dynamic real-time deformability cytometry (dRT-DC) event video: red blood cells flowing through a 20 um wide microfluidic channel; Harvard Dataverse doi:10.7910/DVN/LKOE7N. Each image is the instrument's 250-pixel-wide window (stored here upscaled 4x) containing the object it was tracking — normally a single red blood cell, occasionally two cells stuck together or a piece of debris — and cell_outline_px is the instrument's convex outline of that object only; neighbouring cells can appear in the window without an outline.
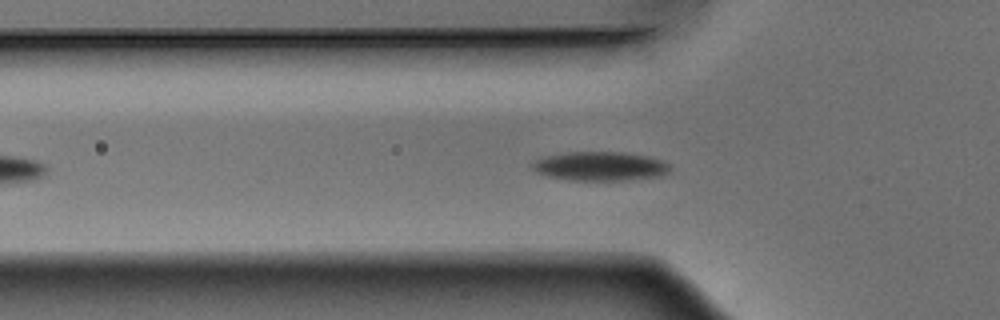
{"species": "Egyptian fruit bat (a non-hibernating species)", "species_latin": "Rousettus aegyptiacus", "temperature_condition": "warm", "stored_images_in_passage": 37, "camera_frame_rate_fps": 3000, "um_per_image_px": 0.085, "animal": {"sex": "male"}, "frame": {"image": 1, "passage_image": 9, "time_ms": 2.667, "image_size_px": [1000, 320], "cell_outline_px": [[672, 168], [664, 176], [628, 180], [568, 180], [548, 176], [536, 172], [528, 164], [532, 160], [544, 156], [568, 152], [624, 152], [648, 156], [664, 160]], "centroid_in_image_um": [51.0, 14.13], "position_along_channel_um": 74.8, "area_um2": 23.76}}
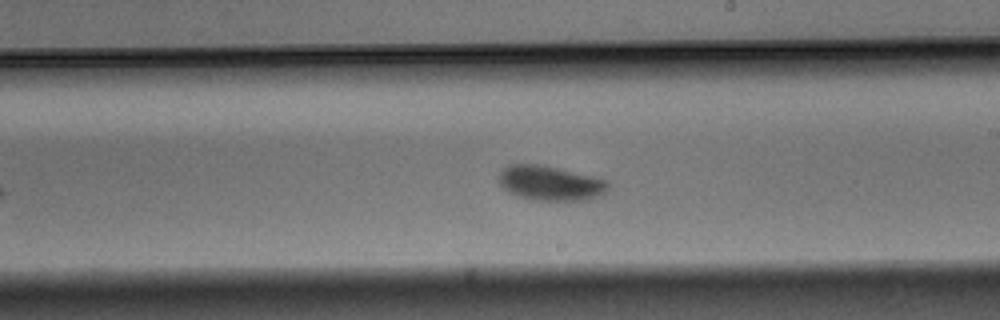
{"frame": {"image": 2, "passage_image": 22, "time_ms": 7.0, "image_size_px": [1000, 320], "cell_outline_px": [[608, 188], [604, 196], [588, 200], [532, 200], [516, 196], [508, 192], [496, 180], [496, 176], [508, 164], [540, 164], [596, 176], [608, 180]], "centroid_in_image_um": [46.79, 15.57], "position_along_channel_um": 242.2, "area_um2": 22.72}}
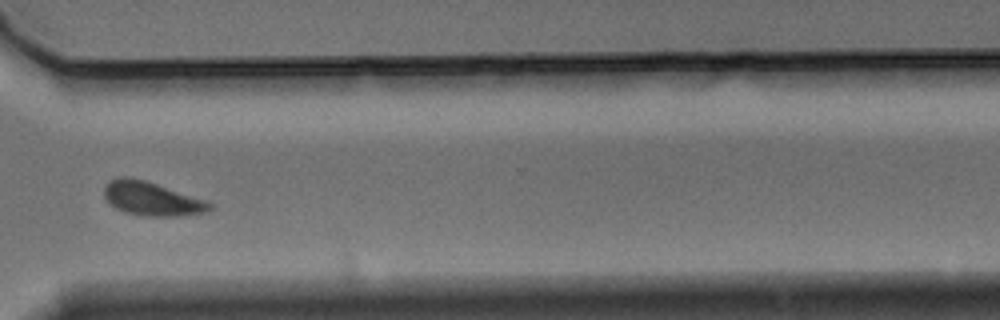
{"frame": {"image": 3, "passage_image": 31, "time_ms": 10.0, "image_size_px": [1000, 320], "cell_outline_px": [[212, 208], [208, 212], [176, 216], [140, 216], [124, 212], [116, 208], [104, 196], [104, 184], [108, 180], [120, 176], [124, 176], [144, 180], [208, 200], [212, 204]], "centroid_in_image_um": [12.9, 16.89], "position_along_channel_um": 357.7, "area_um2": 20.92}, "authors_computed_cell_mechanics": {"area_um2": 22.4842, "velocity_mm_per_s": 3.8476, "shape_relaxation_time_tau1_ms": 2.0638, "shape_relaxation_time_tau2_ms": null, "deformation_change_tau1": 0.1225, "deformation_change_tau2": null}}